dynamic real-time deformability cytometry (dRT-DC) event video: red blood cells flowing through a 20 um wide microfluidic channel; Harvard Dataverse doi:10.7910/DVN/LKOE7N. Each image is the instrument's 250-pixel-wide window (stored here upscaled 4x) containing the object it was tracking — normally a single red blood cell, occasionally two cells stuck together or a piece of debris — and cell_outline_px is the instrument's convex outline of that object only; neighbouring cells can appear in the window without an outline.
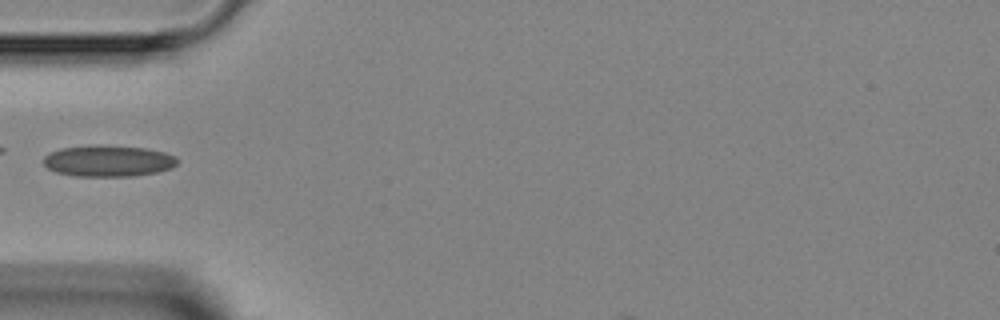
{"species": "Egyptian fruit bat (a non-hibernating species)", "species_latin": "Rousettus aegyptiacus", "temperature_condition": "room temperature", "stored_images_in_passage": 5, "camera_frame_rate_fps": 3000, "um_per_image_px": 0.085, "animal": {"sex": "female"}, "frame": {"image": 1, "passage_image": 5, "time_ms": 4.667, "image_size_px": [1000, 320], "cell_outline_px": [[180, 160], [172, 168], [156, 172], [132, 176], [76, 176], [56, 172], [48, 168], [44, 164], [44, 156], [60, 148], [96, 144], [100, 144], [144, 148], [164, 152], [176, 156]], "centroid_in_image_um": [9.22, 13.67], "position_along_channel_um": 75.8, "area_um2": 24.57}}